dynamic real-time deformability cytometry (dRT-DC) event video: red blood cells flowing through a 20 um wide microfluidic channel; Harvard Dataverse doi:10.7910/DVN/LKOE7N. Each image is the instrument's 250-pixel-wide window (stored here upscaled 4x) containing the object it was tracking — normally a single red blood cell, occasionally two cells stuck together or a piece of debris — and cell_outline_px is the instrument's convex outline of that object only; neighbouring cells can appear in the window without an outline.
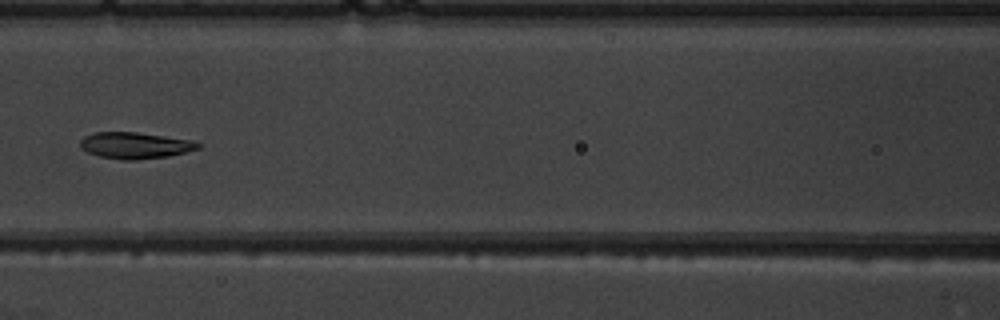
{"species": "common noctule bat (a hibernating species)", "species_latin": "Nyctalus noctula", "temperature_condition": "warm", "stored_images_in_passage": 6, "camera_frame_rate_fps": 3000, "um_per_image_px": 0.085, "animal": {"sex": "male", "body_mass_g": 19.5, "forearm_length_mm": 54.6}, "frame": {"image": 1, "passage_image": 6, "time_ms": 6.0, "image_size_px": [1000, 320], "cell_outline_px": [[204, 144], [200, 148], [168, 156], [136, 160], [124, 160], [100, 156], [88, 152], [80, 148], [80, 140], [84, 136], [96, 132], [136, 132], [192, 140]], "centroid_in_image_um": [11.49, 12.36], "position_along_channel_um": 155.1, "area_um2": 18.09}}